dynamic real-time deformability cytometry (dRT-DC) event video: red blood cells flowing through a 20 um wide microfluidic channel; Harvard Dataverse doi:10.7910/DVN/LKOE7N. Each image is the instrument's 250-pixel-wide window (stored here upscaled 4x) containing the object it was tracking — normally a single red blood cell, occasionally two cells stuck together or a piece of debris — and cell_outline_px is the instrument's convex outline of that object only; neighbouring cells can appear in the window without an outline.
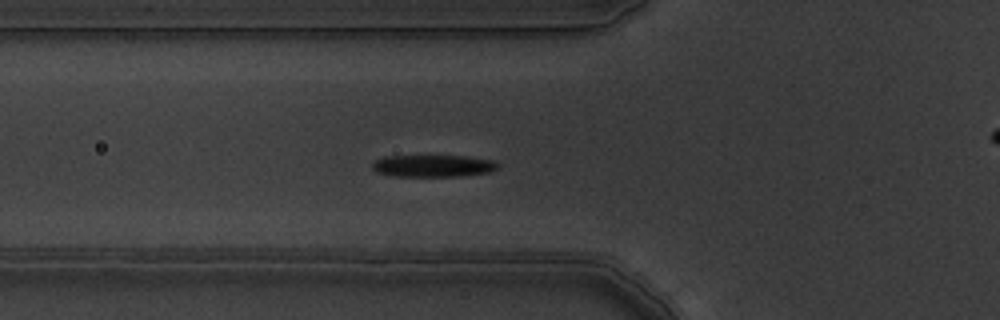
{"species": "common noctule bat (a hibernating species)", "species_latin": "Nyctalus noctula", "temperature_condition": "warm", "stored_images_in_passage": 5, "segment_of_instrument_passage": [1, 2], "camera_frame_rate_fps": 3000, "um_per_image_px": 0.085, "animal": {"sex": "male", "body_mass_g": 19.5, "forearm_length_mm": 54.6}, "frame": {"image": 1, "passage_image": 4, "time_ms": 1.0, "image_size_px": [1000, 320], "cell_outline_px": [[500, 164], [496, 168], [488, 172], [460, 176], [392, 176], [376, 172], [372, 168], [372, 164], [376, 160], [384, 156], [468, 156], [492, 160]], "centroid_in_image_um": [36.79, 14.09], "position_along_channel_um": 89.0, "area_um2": 16.07}}